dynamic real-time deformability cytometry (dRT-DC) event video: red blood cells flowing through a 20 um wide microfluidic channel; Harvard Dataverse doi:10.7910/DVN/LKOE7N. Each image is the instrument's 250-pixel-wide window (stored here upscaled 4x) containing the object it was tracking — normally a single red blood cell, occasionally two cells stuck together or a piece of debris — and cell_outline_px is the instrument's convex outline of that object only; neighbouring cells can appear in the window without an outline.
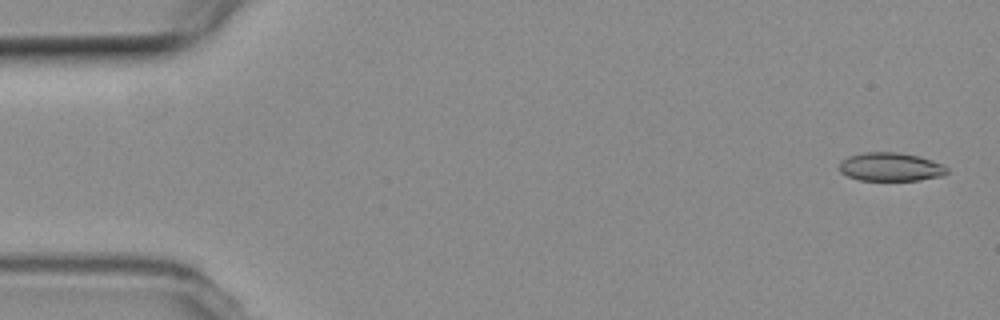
{"species": "common noctule bat (a hibernating species)", "species_latin": "Nyctalus noctula", "temperature_condition": "room temperature", "stored_images_in_passage": 56, "camera_frame_rate_fps": 3000, "um_per_image_px": 0.085, "animal": {"sex": "female", "body_mass_g": 19.3, "forearm_length_mm": 54.1}, "frame": {"image": 1, "passage_image": 2, "time_ms": 0.333, "image_size_px": [1000, 320], "cell_outline_px": [[948, 172], [944, 176], [920, 180], [860, 180], [848, 176], [840, 172], [836, 168], [840, 160], [848, 156], [864, 152], [896, 152], [916, 156], [932, 160], [944, 164], [948, 168]], "centroid_in_image_um": [75.68, 14.19], "position_along_channel_um": 9.3, "area_um2": 18.15}}
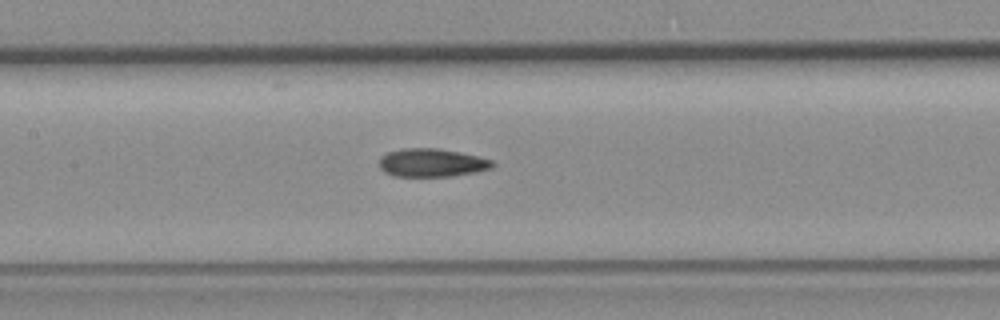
{"frame": {"image": 2, "passage_image": 26, "time_ms": 8.333, "image_size_px": [1000, 320], "cell_outline_px": [[496, 164], [492, 168], [476, 172], [452, 176], [392, 176], [384, 172], [380, 168], [380, 156], [388, 152], [404, 148], [440, 148], [460, 152], [492, 160]], "centroid_in_image_um": [36.7, 13.83], "position_along_channel_um": 170.7, "area_um2": 18.73}}
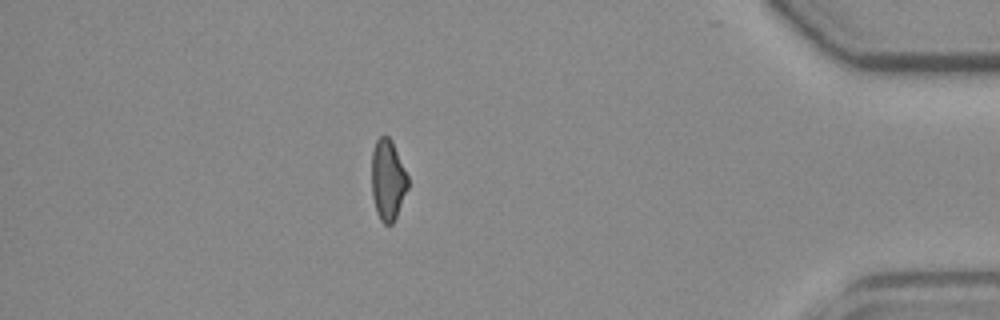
{"frame": {"image": 3, "passage_image": 49, "time_ms": 16.0, "image_size_px": [1000, 320], "cell_outline_px": [[408, 188], [396, 216], [392, 224], [384, 224], [380, 220], [376, 212], [372, 196], [372, 152], [376, 140], [384, 132], [392, 140], [408, 176]], "centroid_in_image_um": [32.96, 15.26], "position_along_channel_um": 402.2, "area_um2": 17.17}, "authors_computed_cell_mechanics": {"area_um2": 18.3226, "velocity_mm_per_s": 3.6422, "shape_relaxation_time_tau1_ms": null, "shape_relaxation_time_tau2_ms": 4.0999, "deformation_change_tau1": null, "deformation_change_tau2": 0.1154}}